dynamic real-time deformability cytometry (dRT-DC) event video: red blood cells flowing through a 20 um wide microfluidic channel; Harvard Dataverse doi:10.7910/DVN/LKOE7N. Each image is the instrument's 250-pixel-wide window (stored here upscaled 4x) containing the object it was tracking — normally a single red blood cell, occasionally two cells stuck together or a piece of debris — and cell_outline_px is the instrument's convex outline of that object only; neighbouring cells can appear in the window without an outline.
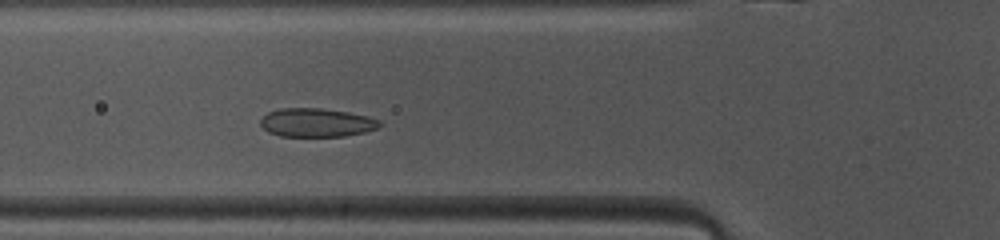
{"species": "common noctule bat (a hibernating species)", "species_latin": "Nyctalus noctula", "temperature_condition": "warm", "stored_images_in_passage": 38, "camera_frame_rate_fps": 3000, "um_per_image_px": 0.085, "animal": {"sex": "female", "body_mass_g": 10.0, "forearm_length_mm": 53.1}, "frame": {"image": 1, "passage_image": 6, "time_ms": 1.667, "image_size_px": [1000, 240], "cell_outline_px": [[380, 124], [376, 128], [364, 132], [344, 136], [280, 136], [268, 132], [260, 124], [260, 120], [268, 112], [280, 108], [320, 108], [348, 112], [368, 116], [380, 120]], "centroid_in_image_um": [26.88, 10.41], "position_along_channel_um": 98.9, "area_um2": 19.77}}
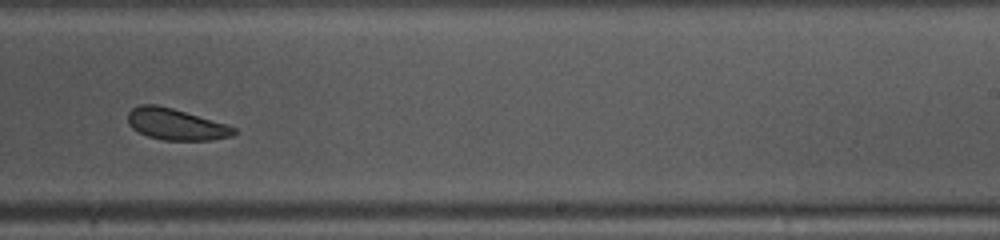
{"frame": {"image": 2, "passage_image": 19, "time_ms": 6.0, "image_size_px": [1000, 240], "cell_outline_px": [[236, 132], [232, 136], [212, 140], [164, 140], [148, 136], [132, 128], [128, 124], [128, 112], [132, 108], [140, 104], [156, 104], [172, 108], [224, 124], [236, 128]], "centroid_in_image_um": [14.91, 10.56], "position_along_channel_um": 274.1, "area_um2": 19.13}}
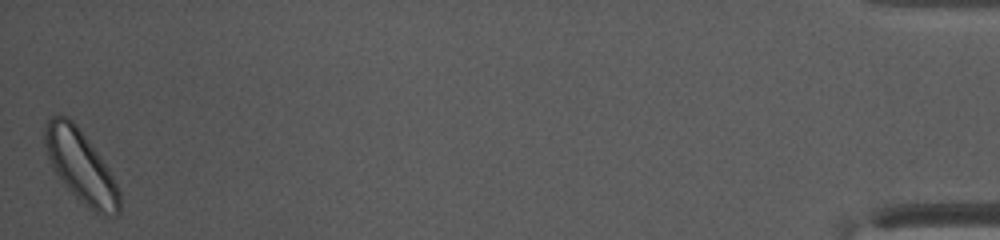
{"frame": {"image": 3, "passage_image": 38, "time_ms": 12.333, "image_size_px": [1000, 240], "cell_outline_px": [[120, 212], [116, 216], [104, 216], [88, 208], [68, 188], [52, 168], [44, 144], [44, 128], [48, 116], [68, 116], [76, 124], [100, 156], [108, 168], [120, 192]], "centroid_in_image_um": [6.86, 14.13], "position_along_channel_um": 428.3, "area_um2": 31.15}, "authors_computed_cell_mechanics": {"area_um2": 20.3167, "velocity_mm_per_s": 4.0394, "shape_relaxation_time_tau1_ms": 1.9464, "shape_relaxation_time_tau2_ms": null, "deformation_change_tau1": 0.068, "deformation_change_tau2": null}}